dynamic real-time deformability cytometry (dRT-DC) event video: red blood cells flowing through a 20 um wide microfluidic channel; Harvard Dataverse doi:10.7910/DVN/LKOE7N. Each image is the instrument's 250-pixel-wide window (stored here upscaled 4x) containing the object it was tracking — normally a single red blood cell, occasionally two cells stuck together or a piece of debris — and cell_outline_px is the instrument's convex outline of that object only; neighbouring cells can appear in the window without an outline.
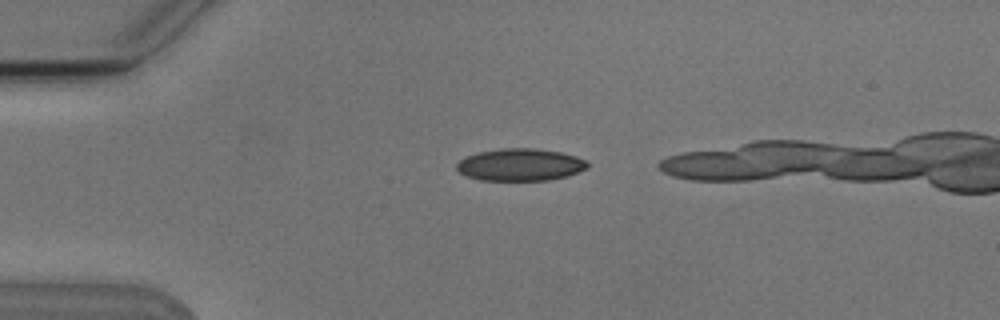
{"species": "Egyptian fruit bat (a non-hibernating species)", "species_latin": "Rousettus aegyptiacus", "temperature_condition": "cold", "stored_images_in_passage": 9, "camera_frame_rate_fps": 3000, "um_per_image_px": 0.085, "animal": {"sex": "male"}, "frame": {"image": 1, "passage_image": 2, "time_ms": 1.333, "image_size_px": [1000, 320], "cell_outline_px": [[588, 168], [564, 176], [548, 180], [480, 180], [468, 176], [460, 172], [456, 168], [456, 164], [460, 160], [468, 156], [480, 152], [504, 148], [536, 148], [560, 152], [576, 156], [584, 160], [588, 164]], "centroid_in_image_um": [44.21, 14.0], "position_along_channel_um": 40.8, "area_um2": 24.22}}
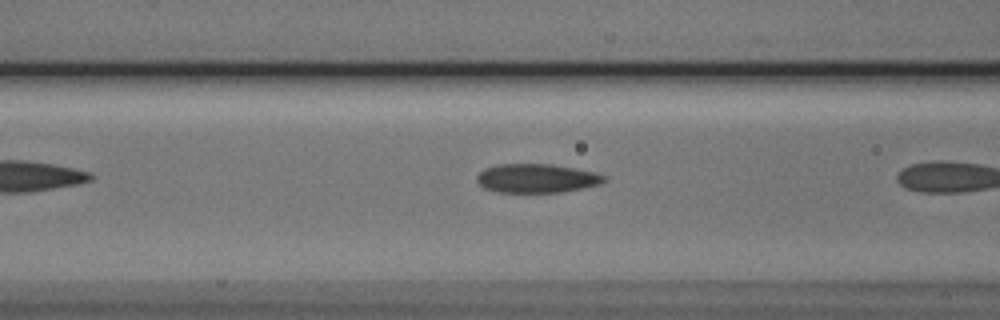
{"frame": {"image": 2, "passage_image": 7, "time_ms": 8.0, "image_size_px": [1000, 320], "cell_outline_px": [[608, 180], [600, 184], [560, 192], [496, 192], [484, 188], [476, 180], [476, 176], [484, 168], [496, 164], [552, 164], [592, 172], [604, 176]], "centroid_in_image_um": [45.56, 15.15], "position_along_channel_um": 121.0, "area_um2": 21.27}}